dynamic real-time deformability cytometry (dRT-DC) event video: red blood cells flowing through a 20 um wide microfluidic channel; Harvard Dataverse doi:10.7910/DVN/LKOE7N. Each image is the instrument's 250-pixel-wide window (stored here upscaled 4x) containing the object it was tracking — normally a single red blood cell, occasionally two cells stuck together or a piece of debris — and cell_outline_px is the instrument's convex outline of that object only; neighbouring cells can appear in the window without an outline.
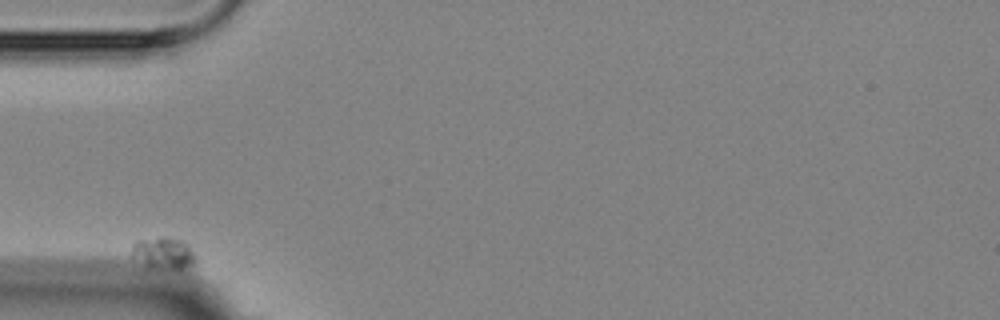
{"species": "Egyptian fruit bat (a non-hibernating species)", "species_latin": "Rousettus aegyptiacus", "temperature_condition": "room temperature", "stored_images_in_passage": 9, "camera_frame_rate_fps": 3000, "um_per_image_px": 0.085, "animal": {"sex": "female"}, "frame": {"image": 1, "passage_image": 1, "time_ms": 0.0, "image_size_px": [1000, 320], "cell_outline_px": [[192, 264], [180, 272], [148, 268], [132, 256], [132, 248], [136, 240], [164, 236], [180, 240], [188, 244], [192, 252]], "centroid_in_image_um": [13.86, 21.56], "position_along_channel_um": 71.1, "area_um2": 12.08}}
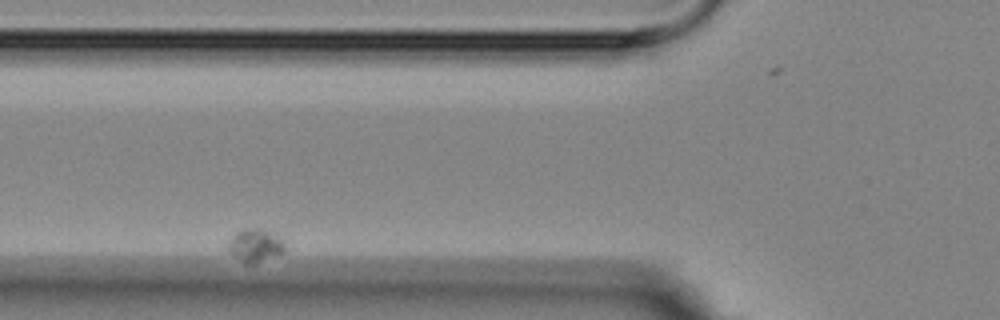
{"frame": {"image": 2, "passage_image": 3, "time_ms": 2.333, "image_size_px": [1000, 320], "cell_outline_px": [[288, 248], [284, 252], [252, 264], [244, 264], [228, 248], [228, 244], [232, 236], [236, 232], [244, 228], [260, 228], [272, 232], [284, 240]], "centroid_in_image_um": [21.75, 20.83], "position_along_channel_um": 104.0, "area_um2": 10.92}}
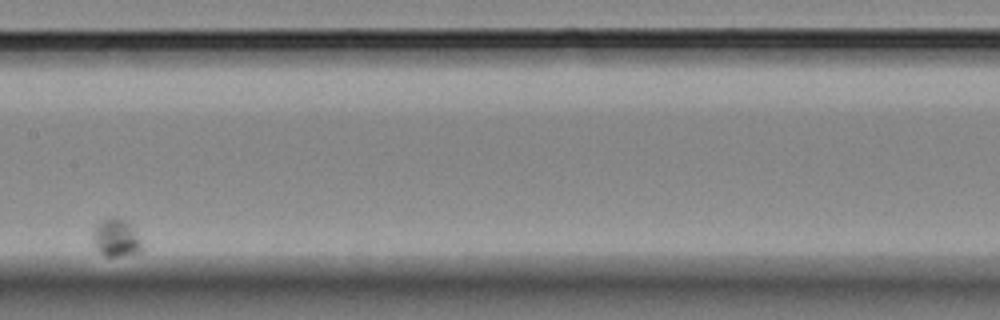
{"frame": {"image": 3, "passage_image": 7, "time_ms": 7.667, "image_size_px": [1000, 320], "cell_outline_px": [[144, 248], [140, 252], [116, 256], [104, 256], [96, 248], [92, 240], [92, 228], [100, 220], [112, 216], [120, 216], [140, 236]], "centroid_in_image_um": [9.85, 20.19], "position_along_channel_um": 197.6, "area_um2": 11.1}}